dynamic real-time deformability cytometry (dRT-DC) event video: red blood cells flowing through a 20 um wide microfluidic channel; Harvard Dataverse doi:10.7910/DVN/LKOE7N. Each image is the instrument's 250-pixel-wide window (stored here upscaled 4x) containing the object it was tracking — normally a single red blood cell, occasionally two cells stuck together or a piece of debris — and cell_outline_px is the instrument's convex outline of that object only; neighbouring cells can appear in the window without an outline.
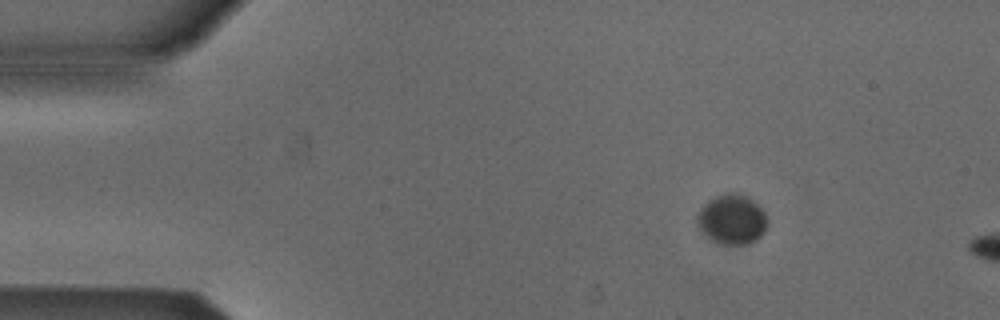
{"species": "Egyptian fruit bat (a non-hibernating species)", "species_latin": "Rousettus aegyptiacus", "temperature_condition": "cold", "stored_images_in_passage": 52, "camera_frame_rate_fps": 3000, "um_per_image_px": 0.085, "animal": {"sex": "male"}, "frame": {"image": 1, "passage_image": 8, "time_ms": 2.333, "image_size_px": [1000, 320], "cell_outline_px": [[764, 232], [756, 240], [748, 244], [716, 244], [700, 228], [700, 212], [704, 204], [708, 200], [716, 196], [728, 192], [736, 192], [748, 196], [764, 212]], "centroid_in_image_um": [62.23, 18.64], "position_along_channel_um": 22.8, "area_um2": 19.71}}
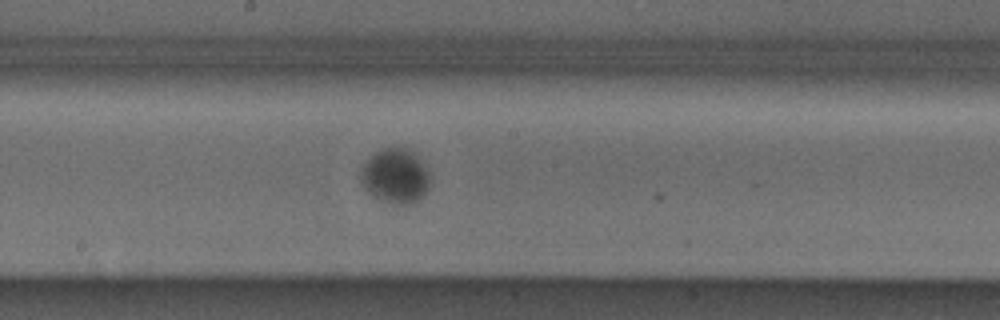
{"frame": {"image": 2, "passage_image": 29, "time_ms": 9.333, "image_size_px": [1000, 320], "cell_outline_px": [[428, 188], [420, 200], [412, 204], [392, 204], [380, 200], [372, 196], [368, 192], [364, 184], [364, 164], [376, 152], [384, 148], [408, 148], [416, 156], [428, 172]], "centroid_in_image_um": [33.64, 15.0], "position_along_channel_um": 214.6, "area_um2": 21.33}}
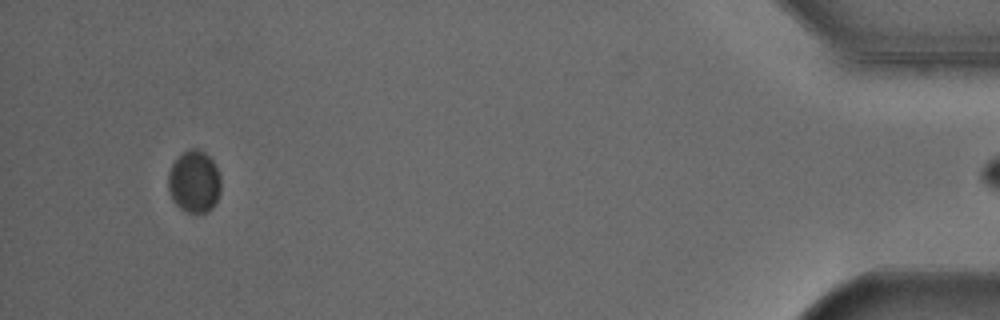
{"frame": {"image": 3, "passage_image": 51, "time_ms": 16.667, "image_size_px": [1000, 320], "cell_outline_px": [[220, 192], [212, 208], [208, 212], [196, 216], [184, 212], [172, 200], [168, 192], [168, 172], [172, 164], [188, 148], [196, 148], [204, 152], [212, 160], [220, 176]], "centroid_in_image_um": [16.49, 15.5], "position_along_channel_um": 418.7, "area_um2": 19.42}}